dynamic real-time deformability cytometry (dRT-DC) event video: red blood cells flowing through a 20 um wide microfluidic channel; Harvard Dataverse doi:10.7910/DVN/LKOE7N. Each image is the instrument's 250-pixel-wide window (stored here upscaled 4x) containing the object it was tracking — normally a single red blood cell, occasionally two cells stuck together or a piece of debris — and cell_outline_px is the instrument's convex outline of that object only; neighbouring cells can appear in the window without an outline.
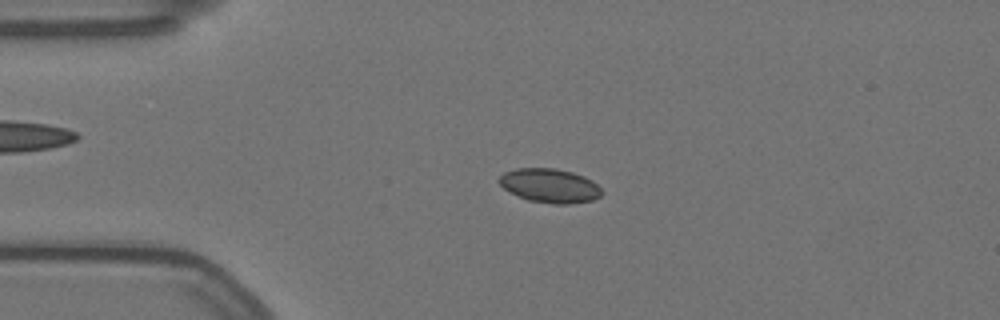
{"species": "Egyptian fruit bat (a non-hibernating species)", "species_latin": "Rousettus aegyptiacus", "temperature_condition": "warm", "stored_images_in_passage": 46, "camera_frame_rate_fps": 3000, "um_per_image_px": 0.085, "animal": {"sex": "female"}, "frame": {"image": 1, "passage_image": 1, "time_ms": 0.0, "image_size_px": [1000, 320], "cell_outline_px": [[604, 192], [600, 196], [592, 200], [568, 204], [552, 204], [528, 200], [508, 192], [496, 180], [504, 172], [516, 168], [556, 168], [572, 172], [584, 176], [592, 180]], "centroid_in_image_um": [46.71, 15.78], "position_along_channel_um": 38.3, "area_um2": 20.52}}
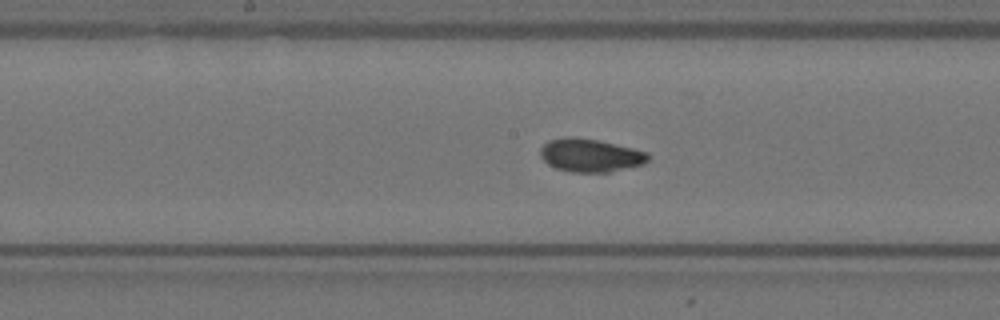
{"frame": {"image": 2, "passage_image": 17, "time_ms": 5.333, "image_size_px": [1000, 320], "cell_outline_px": [[648, 160], [644, 164], [608, 172], [572, 172], [556, 168], [548, 164], [540, 156], [540, 148], [548, 140], [564, 136], [576, 136], [600, 140], [648, 152]], "centroid_in_image_um": [50.15, 13.18], "position_along_channel_um": 198.1, "area_um2": 20.98}}
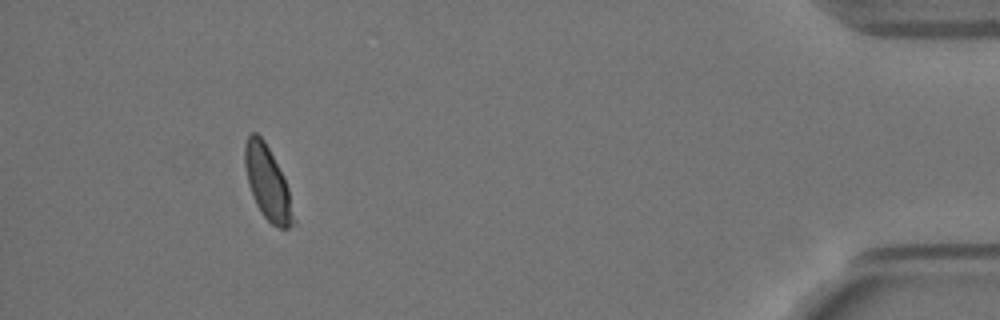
{"frame": {"image": 3, "passage_image": 41, "time_ms": 13.333, "image_size_px": [1000, 320], "cell_outline_px": [[296, 224], [288, 228], [280, 228], [272, 224], [260, 212], [256, 204], [248, 184], [244, 164], [244, 144], [248, 136], [252, 132], [256, 132], [264, 140], [284, 176], [288, 188], [296, 220]], "centroid_in_image_um": [22.75, 15.57], "position_along_channel_um": 412.4, "area_um2": 20.98}, "authors_computed_cell_mechanics": {"area_um2": 20.7502, "velocity_mm_per_s": 3.4996, "shape_relaxation_time_tau1_ms": 3.196, "shape_relaxation_time_tau2_ms": 0.9645, "deformation_change_tau1": 0.0802, "deformation_change_tau2": 0.0301}}